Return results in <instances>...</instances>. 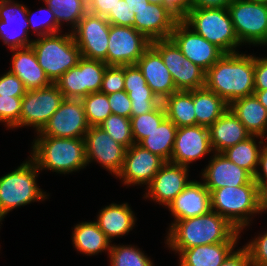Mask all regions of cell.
I'll use <instances>...</instances> for the list:
<instances>
[{"label":"cell","mask_w":267,"mask_h":266,"mask_svg":"<svg viewBox=\"0 0 267 266\" xmlns=\"http://www.w3.org/2000/svg\"><path fill=\"white\" fill-rule=\"evenodd\" d=\"M241 232L215 211L193 218L178 220L169 225L166 247L178 255L194 246L222 242H238Z\"/></svg>","instance_id":"1"},{"label":"cell","mask_w":267,"mask_h":266,"mask_svg":"<svg viewBox=\"0 0 267 266\" xmlns=\"http://www.w3.org/2000/svg\"><path fill=\"white\" fill-rule=\"evenodd\" d=\"M205 87L228 104L236 99L254 95L253 54H224L206 71Z\"/></svg>","instance_id":"2"},{"label":"cell","mask_w":267,"mask_h":266,"mask_svg":"<svg viewBox=\"0 0 267 266\" xmlns=\"http://www.w3.org/2000/svg\"><path fill=\"white\" fill-rule=\"evenodd\" d=\"M31 145L30 158L39 171L69 174L87 166L84 138L37 136Z\"/></svg>","instance_id":"3"},{"label":"cell","mask_w":267,"mask_h":266,"mask_svg":"<svg viewBox=\"0 0 267 266\" xmlns=\"http://www.w3.org/2000/svg\"><path fill=\"white\" fill-rule=\"evenodd\" d=\"M28 159L17 169L0 177V224L13 209L48 199L49 194L46 195L37 185L36 178L40 171L34 161L30 157Z\"/></svg>","instance_id":"4"},{"label":"cell","mask_w":267,"mask_h":266,"mask_svg":"<svg viewBox=\"0 0 267 266\" xmlns=\"http://www.w3.org/2000/svg\"><path fill=\"white\" fill-rule=\"evenodd\" d=\"M211 210L226 218L240 232L259 214L258 186L254 179L237 187H223L210 192ZM252 217V218H251Z\"/></svg>","instance_id":"5"},{"label":"cell","mask_w":267,"mask_h":266,"mask_svg":"<svg viewBox=\"0 0 267 266\" xmlns=\"http://www.w3.org/2000/svg\"><path fill=\"white\" fill-rule=\"evenodd\" d=\"M59 34L35 38L31 44L39 66L52 83L76 66L81 58L80 49L75 43L72 32Z\"/></svg>","instance_id":"6"},{"label":"cell","mask_w":267,"mask_h":266,"mask_svg":"<svg viewBox=\"0 0 267 266\" xmlns=\"http://www.w3.org/2000/svg\"><path fill=\"white\" fill-rule=\"evenodd\" d=\"M182 20L225 54L237 53L242 46L227 8H191Z\"/></svg>","instance_id":"7"},{"label":"cell","mask_w":267,"mask_h":266,"mask_svg":"<svg viewBox=\"0 0 267 266\" xmlns=\"http://www.w3.org/2000/svg\"><path fill=\"white\" fill-rule=\"evenodd\" d=\"M236 36L241 45L267 44V4L233 0L227 7ZM243 43V44H242Z\"/></svg>","instance_id":"8"},{"label":"cell","mask_w":267,"mask_h":266,"mask_svg":"<svg viewBox=\"0 0 267 266\" xmlns=\"http://www.w3.org/2000/svg\"><path fill=\"white\" fill-rule=\"evenodd\" d=\"M107 66L103 61L81 57L76 66L56 80L55 85L65 99H82L90 93L100 92Z\"/></svg>","instance_id":"9"},{"label":"cell","mask_w":267,"mask_h":266,"mask_svg":"<svg viewBox=\"0 0 267 266\" xmlns=\"http://www.w3.org/2000/svg\"><path fill=\"white\" fill-rule=\"evenodd\" d=\"M64 99L55 83L40 89L27 90L22 98L19 128L29 126L38 133Z\"/></svg>","instance_id":"10"},{"label":"cell","mask_w":267,"mask_h":266,"mask_svg":"<svg viewBox=\"0 0 267 266\" xmlns=\"http://www.w3.org/2000/svg\"><path fill=\"white\" fill-rule=\"evenodd\" d=\"M110 23L105 17L87 12L72 31L81 57L107 64Z\"/></svg>","instance_id":"11"},{"label":"cell","mask_w":267,"mask_h":266,"mask_svg":"<svg viewBox=\"0 0 267 266\" xmlns=\"http://www.w3.org/2000/svg\"><path fill=\"white\" fill-rule=\"evenodd\" d=\"M90 125L81 99H64L37 136L85 138Z\"/></svg>","instance_id":"12"},{"label":"cell","mask_w":267,"mask_h":266,"mask_svg":"<svg viewBox=\"0 0 267 266\" xmlns=\"http://www.w3.org/2000/svg\"><path fill=\"white\" fill-rule=\"evenodd\" d=\"M108 39L107 65L136 64L151 46V41L134 27L111 24Z\"/></svg>","instance_id":"13"},{"label":"cell","mask_w":267,"mask_h":266,"mask_svg":"<svg viewBox=\"0 0 267 266\" xmlns=\"http://www.w3.org/2000/svg\"><path fill=\"white\" fill-rule=\"evenodd\" d=\"M170 38L186 58L205 72L225 54L191 29L183 20L177 21Z\"/></svg>","instance_id":"14"},{"label":"cell","mask_w":267,"mask_h":266,"mask_svg":"<svg viewBox=\"0 0 267 266\" xmlns=\"http://www.w3.org/2000/svg\"><path fill=\"white\" fill-rule=\"evenodd\" d=\"M84 139L87 165L95 161L116 177L122 169L126 148L99 126H90Z\"/></svg>","instance_id":"15"},{"label":"cell","mask_w":267,"mask_h":266,"mask_svg":"<svg viewBox=\"0 0 267 266\" xmlns=\"http://www.w3.org/2000/svg\"><path fill=\"white\" fill-rule=\"evenodd\" d=\"M164 163L162 158L149 150L138 144H132L126 149L122 169L116 178L119 177L127 187L131 185L147 187Z\"/></svg>","instance_id":"16"},{"label":"cell","mask_w":267,"mask_h":266,"mask_svg":"<svg viewBox=\"0 0 267 266\" xmlns=\"http://www.w3.org/2000/svg\"><path fill=\"white\" fill-rule=\"evenodd\" d=\"M27 7L15 0H0V39L8 49L30 47ZM10 47V48H9Z\"/></svg>","instance_id":"17"},{"label":"cell","mask_w":267,"mask_h":266,"mask_svg":"<svg viewBox=\"0 0 267 266\" xmlns=\"http://www.w3.org/2000/svg\"><path fill=\"white\" fill-rule=\"evenodd\" d=\"M214 153L209 128L201 125L179 127L170 162L189 167L196 160Z\"/></svg>","instance_id":"18"},{"label":"cell","mask_w":267,"mask_h":266,"mask_svg":"<svg viewBox=\"0 0 267 266\" xmlns=\"http://www.w3.org/2000/svg\"><path fill=\"white\" fill-rule=\"evenodd\" d=\"M190 167L165 162L156 173L151 183L145 187L144 199L158 202L165 207L189 184Z\"/></svg>","instance_id":"19"},{"label":"cell","mask_w":267,"mask_h":266,"mask_svg":"<svg viewBox=\"0 0 267 266\" xmlns=\"http://www.w3.org/2000/svg\"><path fill=\"white\" fill-rule=\"evenodd\" d=\"M201 178L209 192L226 186L237 187L248 184L253 176L244 168L231 162L222 153L214 152Z\"/></svg>","instance_id":"20"},{"label":"cell","mask_w":267,"mask_h":266,"mask_svg":"<svg viewBox=\"0 0 267 266\" xmlns=\"http://www.w3.org/2000/svg\"><path fill=\"white\" fill-rule=\"evenodd\" d=\"M134 17L133 27L151 42L170 38L179 20L163 4L151 3L138 10Z\"/></svg>","instance_id":"21"},{"label":"cell","mask_w":267,"mask_h":266,"mask_svg":"<svg viewBox=\"0 0 267 266\" xmlns=\"http://www.w3.org/2000/svg\"><path fill=\"white\" fill-rule=\"evenodd\" d=\"M174 221L197 217L211 211L210 192L203 181L191 180L166 207Z\"/></svg>","instance_id":"22"},{"label":"cell","mask_w":267,"mask_h":266,"mask_svg":"<svg viewBox=\"0 0 267 266\" xmlns=\"http://www.w3.org/2000/svg\"><path fill=\"white\" fill-rule=\"evenodd\" d=\"M136 64L141 69L147 85L161 102L177 92L172 75L161 55L152 46L144 52Z\"/></svg>","instance_id":"23"},{"label":"cell","mask_w":267,"mask_h":266,"mask_svg":"<svg viewBox=\"0 0 267 266\" xmlns=\"http://www.w3.org/2000/svg\"><path fill=\"white\" fill-rule=\"evenodd\" d=\"M11 67L8 70L16 75L27 90H36L52 84L44 70L39 66L33 48L11 49Z\"/></svg>","instance_id":"24"},{"label":"cell","mask_w":267,"mask_h":266,"mask_svg":"<svg viewBox=\"0 0 267 266\" xmlns=\"http://www.w3.org/2000/svg\"><path fill=\"white\" fill-rule=\"evenodd\" d=\"M209 136L213 151L222 153L227 148L246 140L251 134L235 114L228 109L209 127Z\"/></svg>","instance_id":"25"},{"label":"cell","mask_w":267,"mask_h":266,"mask_svg":"<svg viewBox=\"0 0 267 266\" xmlns=\"http://www.w3.org/2000/svg\"><path fill=\"white\" fill-rule=\"evenodd\" d=\"M96 219L98 227L110 241L116 237L122 238L132 231L137 220L128 202L105 206L99 211Z\"/></svg>","instance_id":"26"},{"label":"cell","mask_w":267,"mask_h":266,"mask_svg":"<svg viewBox=\"0 0 267 266\" xmlns=\"http://www.w3.org/2000/svg\"><path fill=\"white\" fill-rule=\"evenodd\" d=\"M237 242H222L184 249L179 266H221L234 251Z\"/></svg>","instance_id":"27"},{"label":"cell","mask_w":267,"mask_h":266,"mask_svg":"<svg viewBox=\"0 0 267 266\" xmlns=\"http://www.w3.org/2000/svg\"><path fill=\"white\" fill-rule=\"evenodd\" d=\"M229 109L235 114L251 135L266 138L267 109L255 95L234 100Z\"/></svg>","instance_id":"28"},{"label":"cell","mask_w":267,"mask_h":266,"mask_svg":"<svg viewBox=\"0 0 267 266\" xmlns=\"http://www.w3.org/2000/svg\"><path fill=\"white\" fill-rule=\"evenodd\" d=\"M73 229L72 243L78 252L87 256L98 255L104 251L109 254L112 241L106 237L95 221L81 222Z\"/></svg>","instance_id":"29"},{"label":"cell","mask_w":267,"mask_h":266,"mask_svg":"<svg viewBox=\"0 0 267 266\" xmlns=\"http://www.w3.org/2000/svg\"><path fill=\"white\" fill-rule=\"evenodd\" d=\"M196 125L210 127L228 109L229 104L206 87L193 90Z\"/></svg>","instance_id":"30"},{"label":"cell","mask_w":267,"mask_h":266,"mask_svg":"<svg viewBox=\"0 0 267 266\" xmlns=\"http://www.w3.org/2000/svg\"><path fill=\"white\" fill-rule=\"evenodd\" d=\"M166 118L171 120L177 128L196 125L193 90L177 91L162 101Z\"/></svg>","instance_id":"31"},{"label":"cell","mask_w":267,"mask_h":266,"mask_svg":"<svg viewBox=\"0 0 267 266\" xmlns=\"http://www.w3.org/2000/svg\"><path fill=\"white\" fill-rule=\"evenodd\" d=\"M177 126L169 119H165L151 133L147 134L138 145L169 162L174 147Z\"/></svg>","instance_id":"32"},{"label":"cell","mask_w":267,"mask_h":266,"mask_svg":"<svg viewBox=\"0 0 267 266\" xmlns=\"http://www.w3.org/2000/svg\"><path fill=\"white\" fill-rule=\"evenodd\" d=\"M256 139H261L258 141L259 145L256 143ZM265 139L266 138L260 136L251 135L246 140L237 143L235 146L227 148L222 154L231 162L244 168L254 176L257 171L261 150L265 145Z\"/></svg>","instance_id":"33"},{"label":"cell","mask_w":267,"mask_h":266,"mask_svg":"<svg viewBox=\"0 0 267 266\" xmlns=\"http://www.w3.org/2000/svg\"><path fill=\"white\" fill-rule=\"evenodd\" d=\"M45 5L54 13L58 27L62 29L64 22L70 24V32L78 25L79 21L87 13V0H43Z\"/></svg>","instance_id":"34"},{"label":"cell","mask_w":267,"mask_h":266,"mask_svg":"<svg viewBox=\"0 0 267 266\" xmlns=\"http://www.w3.org/2000/svg\"><path fill=\"white\" fill-rule=\"evenodd\" d=\"M109 266H154L150 257L132 245H112L108 254Z\"/></svg>","instance_id":"35"},{"label":"cell","mask_w":267,"mask_h":266,"mask_svg":"<svg viewBox=\"0 0 267 266\" xmlns=\"http://www.w3.org/2000/svg\"><path fill=\"white\" fill-rule=\"evenodd\" d=\"M151 46L161 55L178 91L179 70L183 67L182 64L186 57L171 38L152 41Z\"/></svg>","instance_id":"36"},{"label":"cell","mask_w":267,"mask_h":266,"mask_svg":"<svg viewBox=\"0 0 267 266\" xmlns=\"http://www.w3.org/2000/svg\"><path fill=\"white\" fill-rule=\"evenodd\" d=\"M165 119L166 113L162 102L153 111L139 116H131L130 122L134 143L138 144Z\"/></svg>","instance_id":"37"},{"label":"cell","mask_w":267,"mask_h":266,"mask_svg":"<svg viewBox=\"0 0 267 266\" xmlns=\"http://www.w3.org/2000/svg\"><path fill=\"white\" fill-rule=\"evenodd\" d=\"M81 100L90 126H98L112 114L107 94L102 92L90 93Z\"/></svg>","instance_id":"38"},{"label":"cell","mask_w":267,"mask_h":266,"mask_svg":"<svg viewBox=\"0 0 267 266\" xmlns=\"http://www.w3.org/2000/svg\"><path fill=\"white\" fill-rule=\"evenodd\" d=\"M98 126L126 149L135 144L132 137L130 118L111 114Z\"/></svg>","instance_id":"39"},{"label":"cell","mask_w":267,"mask_h":266,"mask_svg":"<svg viewBox=\"0 0 267 266\" xmlns=\"http://www.w3.org/2000/svg\"><path fill=\"white\" fill-rule=\"evenodd\" d=\"M124 90L131 100V116L153 111L161 103L149 86L124 88Z\"/></svg>","instance_id":"40"},{"label":"cell","mask_w":267,"mask_h":266,"mask_svg":"<svg viewBox=\"0 0 267 266\" xmlns=\"http://www.w3.org/2000/svg\"><path fill=\"white\" fill-rule=\"evenodd\" d=\"M183 67L179 70L178 91H192L205 87L206 72L185 58Z\"/></svg>","instance_id":"41"},{"label":"cell","mask_w":267,"mask_h":266,"mask_svg":"<svg viewBox=\"0 0 267 266\" xmlns=\"http://www.w3.org/2000/svg\"><path fill=\"white\" fill-rule=\"evenodd\" d=\"M42 11L45 13L47 12V19H42L38 15L36 16V18H34L33 16L34 14L36 15V12H33L32 14L31 10H29L27 7V20L29 23V28L33 29L32 34L34 33V35L41 37L45 35L61 33L62 30L58 27V23L56 22L54 13L52 12L51 8L46 5L45 8L38 9L37 13L39 12L40 14Z\"/></svg>","instance_id":"42"},{"label":"cell","mask_w":267,"mask_h":266,"mask_svg":"<svg viewBox=\"0 0 267 266\" xmlns=\"http://www.w3.org/2000/svg\"><path fill=\"white\" fill-rule=\"evenodd\" d=\"M23 97L0 95V123L8 128H19V119Z\"/></svg>","instance_id":"43"},{"label":"cell","mask_w":267,"mask_h":266,"mask_svg":"<svg viewBox=\"0 0 267 266\" xmlns=\"http://www.w3.org/2000/svg\"><path fill=\"white\" fill-rule=\"evenodd\" d=\"M124 90V66L108 65L102 80L100 92L112 94Z\"/></svg>","instance_id":"44"},{"label":"cell","mask_w":267,"mask_h":266,"mask_svg":"<svg viewBox=\"0 0 267 266\" xmlns=\"http://www.w3.org/2000/svg\"><path fill=\"white\" fill-rule=\"evenodd\" d=\"M244 247L248 250L252 266H267V231L252 238Z\"/></svg>","instance_id":"45"},{"label":"cell","mask_w":267,"mask_h":266,"mask_svg":"<svg viewBox=\"0 0 267 266\" xmlns=\"http://www.w3.org/2000/svg\"><path fill=\"white\" fill-rule=\"evenodd\" d=\"M130 11L128 3L125 0H119L115 8L110 9L106 19L112 25L133 27L135 25V14Z\"/></svg>","instance_id":"46"},{"label":"cell","mask_w":267,"mask_h":266,"mask_svg":"<svg viewBox=\"0 0 267 266\" xmlns=\"http://www.w3.org/2000/svg\"><path fill=\"white\" fill-rule=\"evenodd\" d=\"M26 91L23 82L11 72L8 71L0 76V95L23 97Z\"/></svg>","instance_id":"47"},{"label":"cell","mask_w":267,"mask_h":266,"mask_svg":"<svg viewBox=\"0 0 267 266\" xmlns=\"http://www.w3.org/2000/svg\"><path fill=\"white\" fill-rule=\"evenodd\" d=\"M108 101L112 114L131 118V100L125 90L109 94Z\"/></svg>","instance_id":"48"},{"label":"cell","mask_w":267,"mask_h":266,"mask_svg":"<svg viewBox=\"0 0 267 266\" xmlns=\"http://www.w3.org/2000/svg\"><path fill=\"white\" fill-rule=\"evenodd\" d=\"M148 86L137 64L124 65V88Z\"/></svg>","instance_id":"49"},{"label":"cell","mask_w":267,"mask_h":266,"mask_svg":"<svg viewBox=\"0 0 267 266\" xmlns=\"http://www.w3.org/2000/svg\"><path fill=\"white\" fill-rule=\"evenodd\" d=\"M254 90H267V56H254Z\"/></svg>","instance_id":"50"},{"label":"cell","mask_w":267,"mask_h":266,"mask_svg":"<svg viewBox=\"0 0 267 266\" xmlns=\"http://www.w3.org/2000/svg\"><path fill=\"white\" fill-rule=\"evenodd\" d=\"M118 2L119 0H87V12L106 18Z\"/></svg>","instance_id":"51"},{"label":"cell","mask_w":267,"mask_h":266,"mask_svg":"<svg viewBox=\"0 0 267 266\" xmlns=\"http://www.w3.org/2000/svg\"><path fill=\"white\" fill-rule=\"evenodd\" d=\"M163 5L179 20H182L190 11L192 0H163Z\"/></svg>","instance_id":"52"},{"label":"cell","mask_w":267,"mask_h":266,"mask_svg":"<svg viewBox=\"0 0 267 266\" xmlns=\"http://www.w3.org/2000/svg\"><path fill=\"white\" fill-rule=\"evenodd\" d=\"M221 266H252L248 250L244 246L234 250Z\"/></svg>","instance_id":"53"},{"label":"cell","mask_w":267,"mask_h":266,"mask_svg":"<svg viewBox=\"0 0 267 266\" xmlns=\"http://www.w3.org/2000/svg\"><path fill=\"white\" fill-rule=\"evenodd\" d=\"M260 167V168H259ZM257 186L259 187L262 183H267V144L261 150L258 168L253 176Z\"/></svg>","instance_id":"54"},{"label":"cell","mask_w":267,"mask_h":266,"mask_svg":"<svg viewBox=\"0 0 267 266\" xmlns=\"http://www.w3.org/2000/svg\"><path fill=\"white\" fill-rule=\"evenodd\" d=\"M233 0H192L191 8H227Z\"/></svg>","instance_id":"55"},{"label":"cell","mask_w":267,"mask_h":266,"mask_svg":"<svg viewBox=\"0 0 267 266\" xmlns=\"http://www.w3.org/2000/svg\"><path fill=\"white\" fill-rule=\"evenodd\" d=\"M259 213L267 211V183H262L258 187Z\"/></svg>","instance_id":"56"},{"label":"cell","mask_w":267,"mask_h":266,"mask_svg":"<svg viewBox=\"0 0 267 266\" xmlns=\"http://www.w3.org/2000/svg\"><path fill=\"white\" fill-rule=\"evenodd\" d=\"M125 2L128 3V7L131 10L130 12H134V14L149 4L148 0H125Z\"/></svg>","instance_id":"57"},{"label":"cell","mask_w":267,"mask_h":266,"mask_svg":"<svg viewBox=\"0 0 267 266\" xmlns=\"http://www.w3.org/2000/svg\"><path fill=\"white\" fill-rule=\"evenodd\" d=\"M254 95L259 102L267 109V90H254Z\"/></svg>","instance_id":"58"},{"label":"cell","mask_w":267,"mask_h":266,"mask_svg":"<svg viewBox=\"0 0 267 266\" xmlns=\"http://www.w3.org/2000/svg\"><path fill=\"white\" fill-rule=\"evenodd\" d=\"M151 4H163V0H148Z\"/></svg>","instance_id":"59"},{"label":"cell","mask_w":267,"mask_h":266,"mask_svg":"<svg viewBox=\"0 0 267 266\" xmlns=\"http://www.w3.org/2000/svg\"><path fill=\"white\" fill-rule=\"evenodd\" d=\"M248 1H256V2H261V3H266L267 4V0H248Z\"/></svg>","instance_id":"60"}]
</instances>
